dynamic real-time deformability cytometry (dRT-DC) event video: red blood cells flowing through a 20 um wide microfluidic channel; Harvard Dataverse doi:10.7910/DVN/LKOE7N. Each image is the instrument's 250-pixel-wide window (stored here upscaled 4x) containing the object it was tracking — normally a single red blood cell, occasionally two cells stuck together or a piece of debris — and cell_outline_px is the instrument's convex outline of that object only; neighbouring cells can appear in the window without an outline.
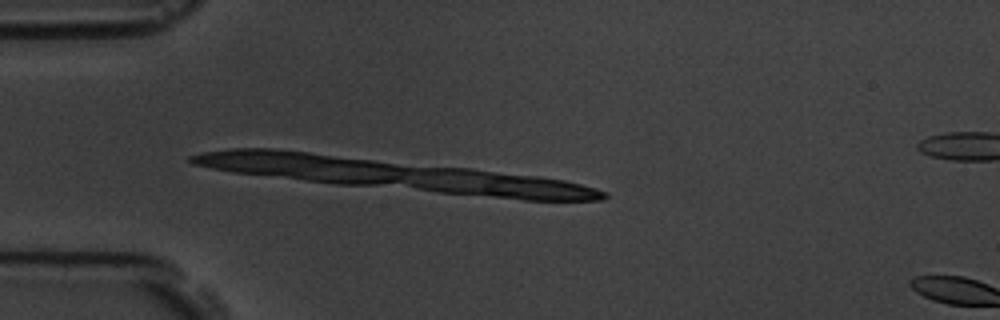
{"species": "common noctule bat (a hibernating species)", "species_latin": "Nyctalus noctula", "temperature_condition": "room temperature", "stored_images_in_passage": 14, "camera_frame_rate_fps": 3000, "um_per_image_px": 0.085, "animal": {"sex": "male", "body_mass_g": 19.5, "forearm_length_mm": 54.6}, "frame": {"image": 1, "passage_image": 14, "time_ms": 4.333, "image_size_px": [1000, 320], "cell_outline_px": [[604, 196], [588, 200], [540, 200], [456, 192], [492, 176], [512, 176], [552, 180], [572, 184], [588, 188], [600, 192]], "centroid_in_image_um": [45.14, 16.07], "position_along_channel_um": 39.9, "area_um2": 16.59}}